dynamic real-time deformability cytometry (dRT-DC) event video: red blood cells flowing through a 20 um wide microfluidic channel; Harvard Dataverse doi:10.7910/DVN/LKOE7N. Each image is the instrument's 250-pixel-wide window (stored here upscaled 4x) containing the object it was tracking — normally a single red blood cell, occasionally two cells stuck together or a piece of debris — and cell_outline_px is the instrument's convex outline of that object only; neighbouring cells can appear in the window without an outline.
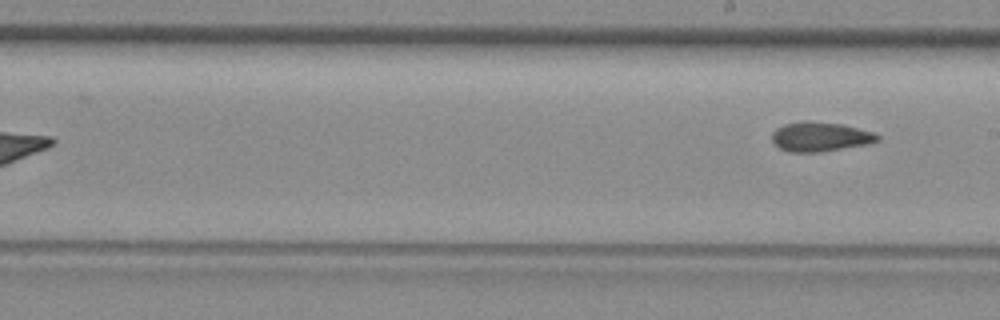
{"species": "common noctule bat (a hibernating species)", "species_latin": "Nyctalus noctula", "temperature_condition": "room temperature", "stored_images_in_passage": 8, "segment_of_instrument_passage": [2, 2], "camera_frame_rate_fps": 3000, "um_per_image_px": 0.085, "animal": {"sex": "female", "body_mass_g": 29.2, "forearm_length_mm": 56.3}, "frame": {"image": 1, "passage_image": 8, "time_ms": 2.333, "image_size_px": [1000, 320], "cell_outline_px": [[880, 140], [868, 144], [820, 152], [788, 152], [780, 148], [772, 140], [772, 132], [776, 128], [784, 124], [804, 120], [808, 120], [840, 124], [872, 132], [880, 136]], "centroid_in_image_um": [69.69, 11.62], "position_along_channel_um": 219.3, "area_um2": 18.09}}